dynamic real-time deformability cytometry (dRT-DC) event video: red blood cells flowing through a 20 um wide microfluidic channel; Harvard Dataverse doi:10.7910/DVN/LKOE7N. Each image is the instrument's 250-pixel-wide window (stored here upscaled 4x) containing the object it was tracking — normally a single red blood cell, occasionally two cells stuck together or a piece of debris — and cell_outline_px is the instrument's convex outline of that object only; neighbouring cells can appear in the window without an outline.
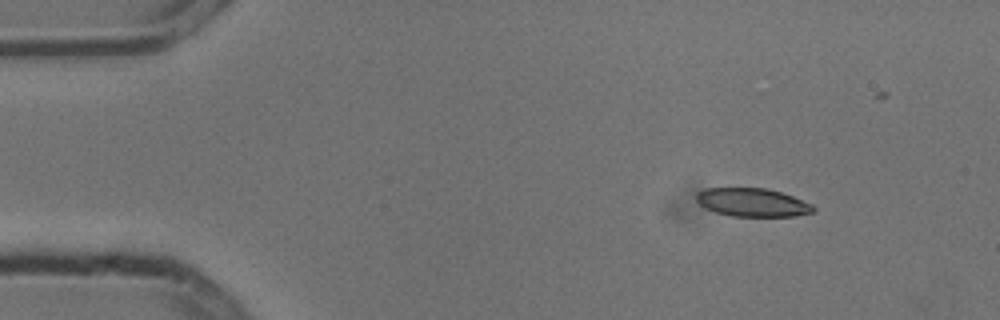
{"species": "common noctule bat (a hibernating species)", "species_latin": "Nyctalus noctula", "temperature_condition": "cold", "stored_images_in_passage": 7, "camera_frame_rate_fps": 3000, "um_per_image_px": 0.085, "animal": {"sex": "male", "body_mass_g": 13.3}, "frame": {"image": 1, "passage_image": 1, "time_ms": 0.0, "image_size_px": [1000, 320], "cell_outline_px": [[816, 208], [812, 212], [796, 216], [732, 216], [716, 212], [700, 204], [696, 200], [696, 192], [704, 188], [768, 188], [792, 196], [812, 204]], "centroid_in_image_um": [63.95, 17.2], "position_along_channel_um": 21.0, "area_um2": 19.25}}
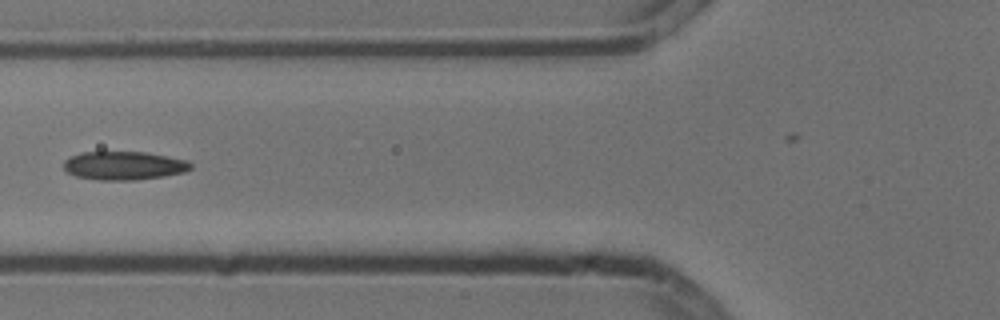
{"frame": {"image": 2, "passage_image": 5, "time_ms": 1.333, "image_size_px": [1000, 320], "cell_outline_px": [[192, 168], [184, 172], [164, 176], [136, 180], [100, 180], [76, 176], [64, 172], [64, 160], [80, 152], [144, 152], [188, 160], [192, 164]], "centroid_in_image_um": [10.52, 14.08], "position_along_channel_um": 115.3, "area_um2": 21.15}}
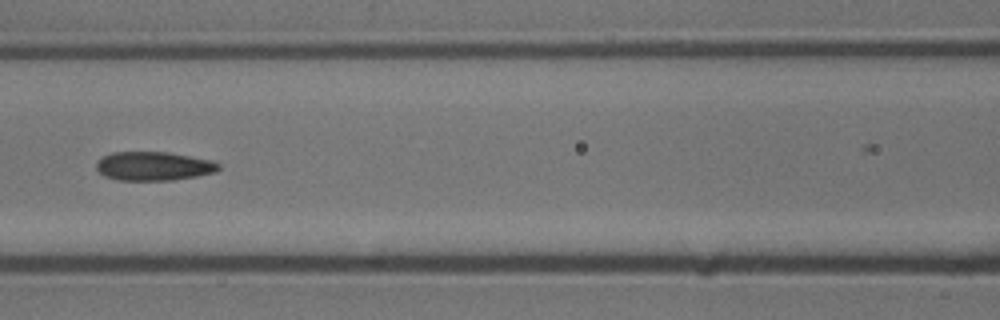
{"frame": {"image": 3, "passage_image": 6, "time_ms": 1.667, "image_size_px": [1000, 320], "cell_outline_px": [[220, 168], [216, 172], [196, 176], [172, 180], [116, 180], [104, 176], [96, 168], [96, 160], [112, 152], [168, 152], [212, 160], [220, 164]], "centroid_in_image_um": [13.05, 14.12], "position_along_channel_um": 153.5, "area_um2": 20.63}}